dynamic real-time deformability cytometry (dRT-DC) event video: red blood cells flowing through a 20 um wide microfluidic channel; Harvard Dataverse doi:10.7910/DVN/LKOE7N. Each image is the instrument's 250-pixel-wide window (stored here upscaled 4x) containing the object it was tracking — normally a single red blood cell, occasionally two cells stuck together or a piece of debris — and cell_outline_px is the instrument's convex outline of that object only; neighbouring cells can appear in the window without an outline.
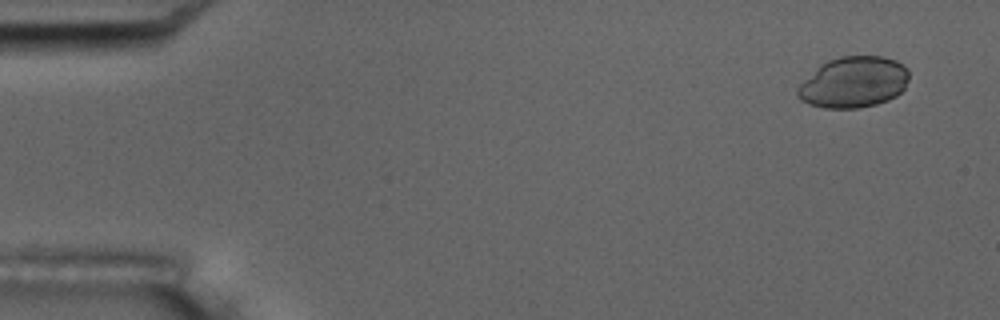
{"species": "common noctule bat (a hibernating species)", "species_latin": "Nyctalus noctula", "temperature_condition": "room temperature", "stored_images_in_passage": 5, "camera_frame_rate_fps": 3000, "um_per_image_px": 0.085, "animal": {"sex": "male", "body_mass_g": 17.5, "forearm_length_mm": 52.3}, "frame": {"image": 1, "passage_image": 1, "time_ms": 0.0, "image_size_px": [1000, 320], "cell_outline_px": [[908, 80], [904, 88], [896, 96], [888, 100], [876, 104], [860, 108], [824, 108], [808, 104], [800, 100], [796, 96], [796, 88], [820, 64], [828, 60], [840, 56], [884, 56], [896, 60], [904, 64], [908, 68]], "centroid_in_image_um": [72.55, 6.99], "position_along_channel_um": 12.5, "area_um2": 33.47}}